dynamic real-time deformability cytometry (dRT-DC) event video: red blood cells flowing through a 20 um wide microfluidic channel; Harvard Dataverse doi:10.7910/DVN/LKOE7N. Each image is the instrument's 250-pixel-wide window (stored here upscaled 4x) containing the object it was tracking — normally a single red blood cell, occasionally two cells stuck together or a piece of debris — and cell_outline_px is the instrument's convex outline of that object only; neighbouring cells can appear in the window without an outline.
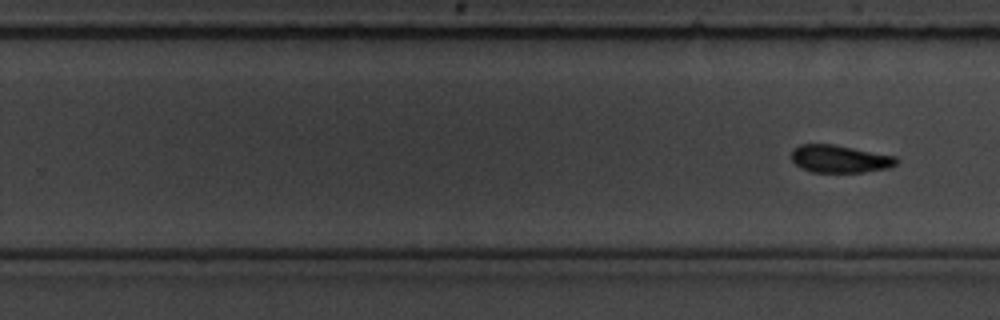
{"species": "common noctule bat (a hibernating species)", "species_latin": "Nyctalus noctula", "temperature_condition": "room temperature", "stored_images_in_passage": 13, "camera_frame_rate_fps": 3000, "um_per_image_px": 0.085, "animal": {"sex": "male", "body_mass_g": 19.5, "forearm_length_mm": 54.6}, "frame": {"image": 1, "passage_image": 13, "time_ms": 14.667, "image_size_px": [1000, 320], "cell_outline_px": [[900, 160], [896, 164], [888, 168], [864, 172], [812, 172], [800, 168], [792, 160], [792, 148], [800, 144], [832, 144], [896, 156]], "centroid_in_image_um": [71.37, 13.5], "position_along_channel_um": 258.4, "area_um2": 16.94}}